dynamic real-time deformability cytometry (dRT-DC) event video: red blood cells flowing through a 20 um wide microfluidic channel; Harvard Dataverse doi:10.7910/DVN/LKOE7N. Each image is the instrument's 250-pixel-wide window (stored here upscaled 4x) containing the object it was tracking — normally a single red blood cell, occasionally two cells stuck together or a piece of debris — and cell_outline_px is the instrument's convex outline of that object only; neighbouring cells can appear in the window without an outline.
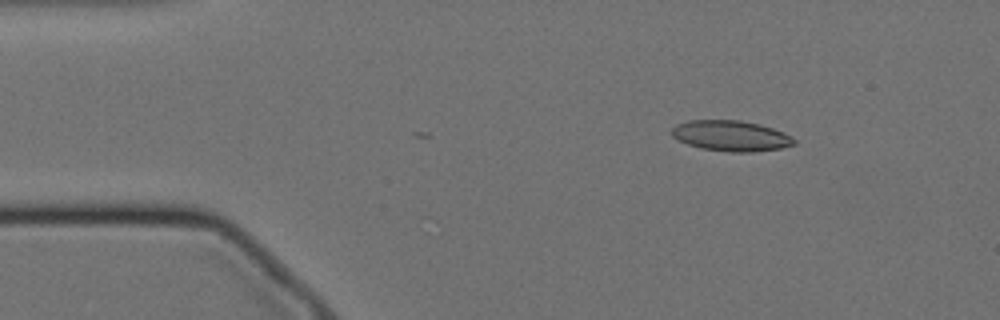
{"species": "Egyptian fruit bat (a non-hibernating species)", "species_latin": "Rousettus aegyptiacus", "temperature_condition": "cold", "stored_images_in_passage": 17, "camera_frame_rate_fps": 3000, "um_per_image_px": 0.085, "animal": {"sex": "female"}, "frame": {"image": 1, "passage_image": 1, "time_ms": 0.0, "image_size_px": [1000, 320], "cell_outline_px": [[796, 144], [780, 148], [752, 152], [728, 152], [700, 148], [688, 144], [672, 136], [672, 128], [676, 124], [688, 120], [740, 120], [760, 124], [784, 132], [796, 140]], "centroid_in_image_um": [62.14, 11.54], "position_along_channel_um": 22.9, "area_um2": 21.85}}
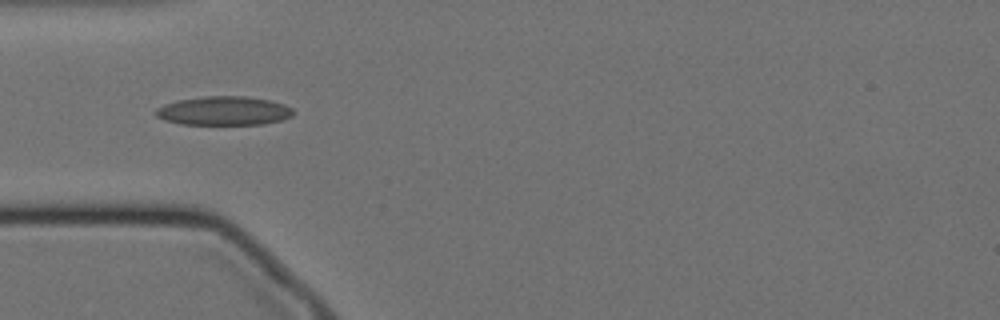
{"frame": {"image": 2, "passage_image": 10, "time_ms": 3.0, "image_size_px": [1000, 320], "cell_outline_px": [[292, 116], [280, 120], [264, 124], [180, 124], [164, 120], [156, 116], [152, 112], [156, 108], [164, 104], [176, 100], [204, 96], [244, 96], [272, 100], [284, 104], [292, 108]], "centroid_in_image_um": [18.98, 9.41], "position_along_channel_um": 66.0, "area_um2": 23.29}}
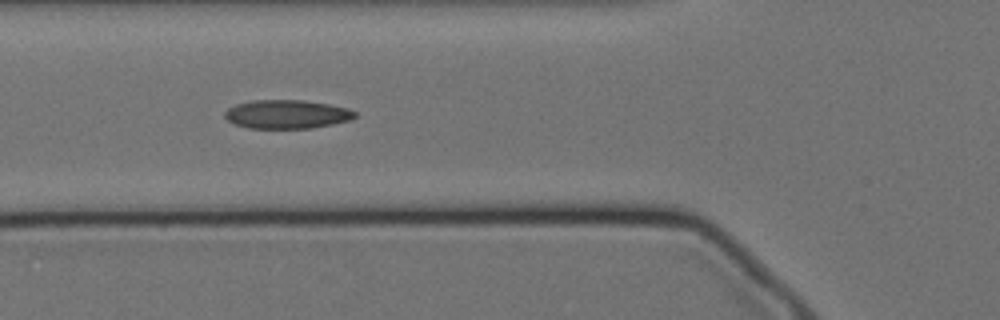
{"frame": {"image": 3, "passage_image": 13, "time_ms": 4.0, "image_size_px": [1000, 320], "cell_outline_px": [[356, 116], [348, 120], [332, 124], [312, 128], [248, 128], [236, 124], [228, 120], [224, 116], [224, 112], [228, 108], [236, 104], [252, 100], [304, 100], [328, 104], [348, 108], [356, 112]], "centroid_in_image_um": [24.36, 9.7], "position_along_channel_um": 101.4, "area_um2": 21.68}}